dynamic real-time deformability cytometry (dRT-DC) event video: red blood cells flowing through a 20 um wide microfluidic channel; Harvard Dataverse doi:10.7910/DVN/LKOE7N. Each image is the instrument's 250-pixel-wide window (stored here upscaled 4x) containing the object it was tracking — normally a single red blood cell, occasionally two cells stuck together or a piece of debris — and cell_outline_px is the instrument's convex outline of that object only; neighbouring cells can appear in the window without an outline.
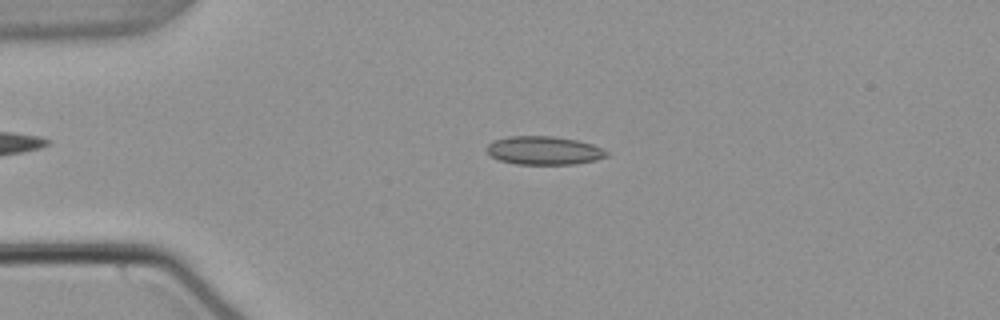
{"species": "common noctule bat (a hibernating species)", "species_latin": "Nyctalus noctula", "temperature_condition": "warm", "stored_images_in_passage": 53, "camera_frame_rate_fps": 3000, "um_per_image_px": 0.085, "animal": {"sex": "male", "body_mass_g": 21.5, "forearm_length_mm": 52.0}, "frame": {"image": 1, "passage_image": 12, "time_ms": 3.667, "image_size_px": [1000, 320], "cell_outline_px": [[608, 156], [596, 160], [572, 164], [516, 164], [500, 160], [492, 156], [488, 152], [488, 144], [496, 140], [508, 136], [552, 136], [576, 140], [592, 144], [608, 152]], "centroid_in_image_um": [46.25, 12.79], "position_along_channel_um": 38.7, "area_um2": 19.59}}
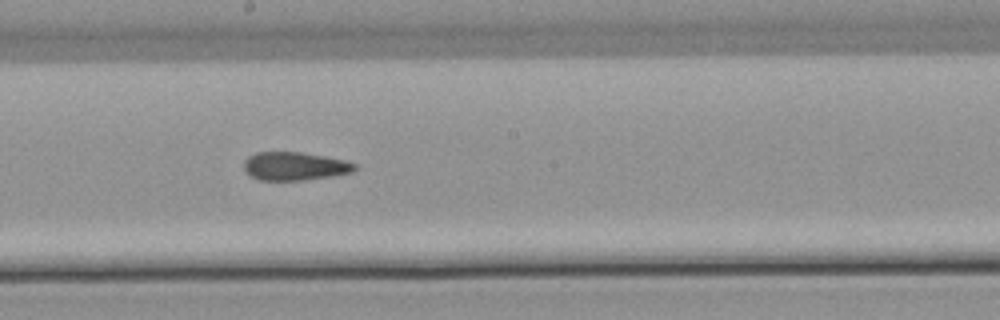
{"frame": {"image": 2, "passage_image": 29, "time_ms": 9.333, "image_size_px": [1000, 320], "cell_outline_px": [[360, 168], [352, 172], [332, 176], [304, 180], [260, 180], [244, 172], [244, 160], [248, 156], [256, 152], [300, 152], [324, 156], [344, 160], [356, 164]], "centroid_in_image_um": [25.05, 14.12], "position_along_channel_um": 223.1, "area_um2": 18.38}}
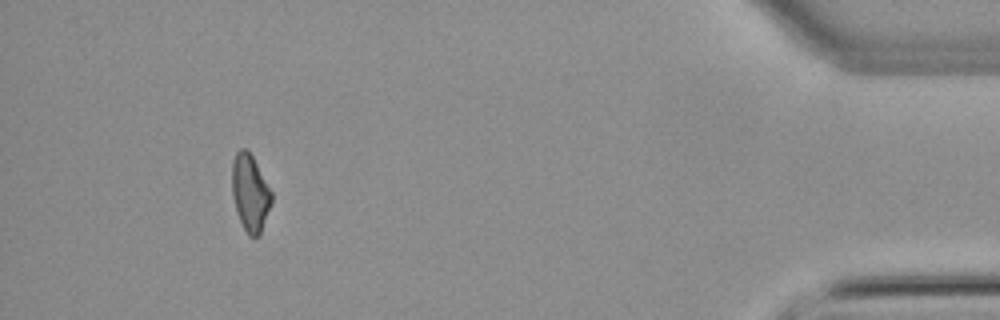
{"frame": {"image": 3, "passage_image": 49, "time_ms": 16.0, "image_size_px": [1000, 320], "cell_outline_px": [[272, 204], [260, 236], [248, 236], [236, 212], [232, 192], [232, 160], [236, 152], [240, 148], [248, 148], [272, 192]], "centroid_in_image_um": [21.27, 16.39], "position_along_channel_um": 413.9, "area_um2": 17.92}, "authors_computed_cell_mechanics": {"area_um2": 18.6116, "velocity_mm_per_s": 3.8342, "shape_relaxation_time_tau1_ms": null, "shape_relaxation_time_tau2_ms": 2.7173, "deformation_change_tau1": null, "deformation_change_tau2": 0.1041}}